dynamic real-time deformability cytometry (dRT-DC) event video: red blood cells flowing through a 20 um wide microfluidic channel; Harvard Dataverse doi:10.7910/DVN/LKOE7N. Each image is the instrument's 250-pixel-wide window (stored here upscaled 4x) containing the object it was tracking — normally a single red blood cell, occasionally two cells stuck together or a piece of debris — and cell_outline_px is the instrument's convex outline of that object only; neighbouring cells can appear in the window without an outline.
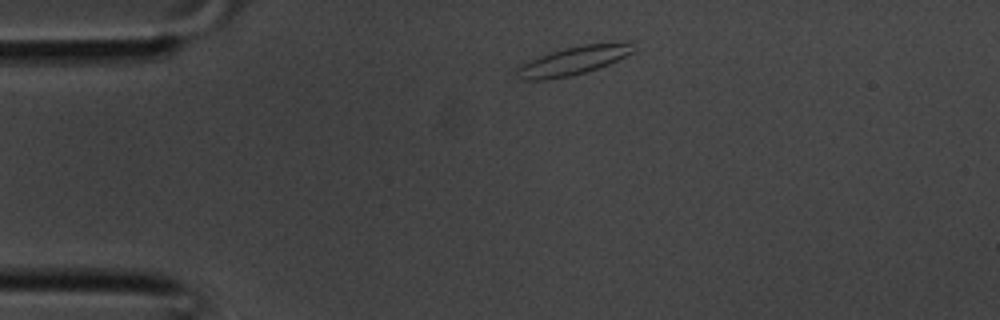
{"species": "common noctule bat (a hibernating species)", "species_latin": "Nyctalus noctula", "temperature_condition": "room temperature", "stored_images_in_passage": 31, "camera_frame_rate_fps": 3000, "um_per_image_px": 0.085, "animal": {"sex": "male", "body_mass_g": 20.1, "forearm_length_mm": 53.5}, "frame": {"image": 1, "passage_image": 1, "time_ms": 0.0, "image_size_px": [1000, 320], "cell_outline_px": [[636, 40], [632, 52], [608, 64], [584, 72], [568, 76], [544, 80], [520, 80], [512, 68], [528, 60], [564, 48], [584, 44], [632, 40]], "centroid_in_image_um": [48.71, 5.13], "position_along_channel_um": 36.3, "area_um2": 19.59}}
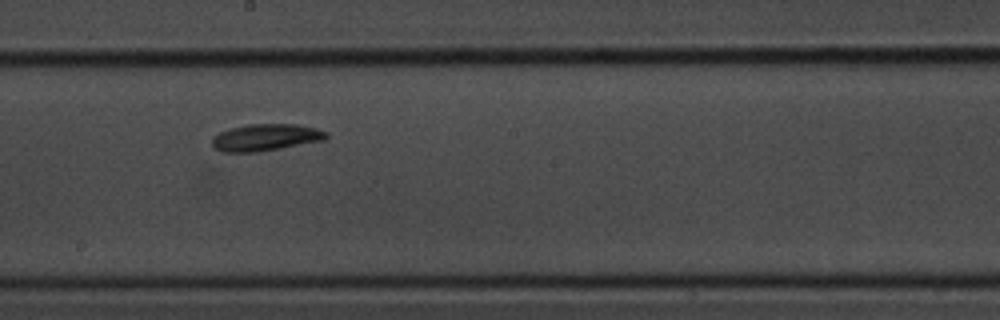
{"frame": {"image": 2, "passage_image": 14, "time_ms": 4.333, "image_size_px": [1000, 320], "cell_outline_px": [[328, 136], [324, 140], [280, 148], [256, 152], [224, 152], [212, 148], [212, 136], [220, 132], [232, 128], [248, 124], [296, 124], [316, 128], [328, 132]], "centroid_in_image_um": [22.56, 11.68], "position_along_channel_um": 225.6, "area_um2": 17.86}}
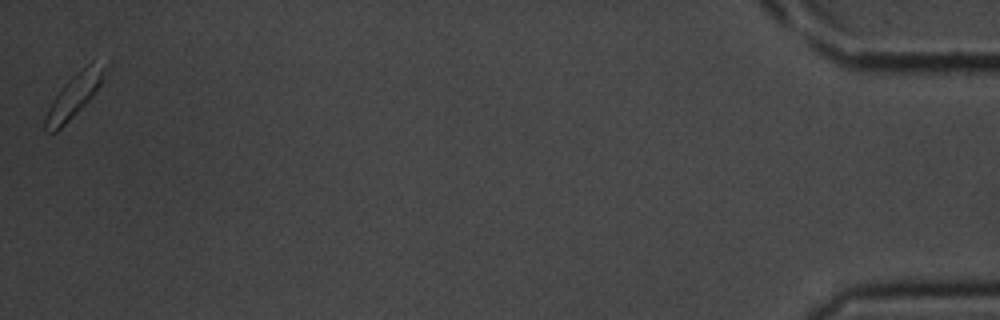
{"frame": {"image": 3, "passage_image": 31, "time_ms": 10.0, "image_size_px": [1000, 320], "cell_outline_px": [[108, 72], [104, 80], [92, 96], [56, 132], [52, 132], [44, 128], [44, 120], [48, 108], [52, 100], [60, 88], [76, 72], [92, 60]], "centroid_in_image_um": [6.28, 8.1], "position_along_channel_um": 428.9, "area_um2": 14.57}}